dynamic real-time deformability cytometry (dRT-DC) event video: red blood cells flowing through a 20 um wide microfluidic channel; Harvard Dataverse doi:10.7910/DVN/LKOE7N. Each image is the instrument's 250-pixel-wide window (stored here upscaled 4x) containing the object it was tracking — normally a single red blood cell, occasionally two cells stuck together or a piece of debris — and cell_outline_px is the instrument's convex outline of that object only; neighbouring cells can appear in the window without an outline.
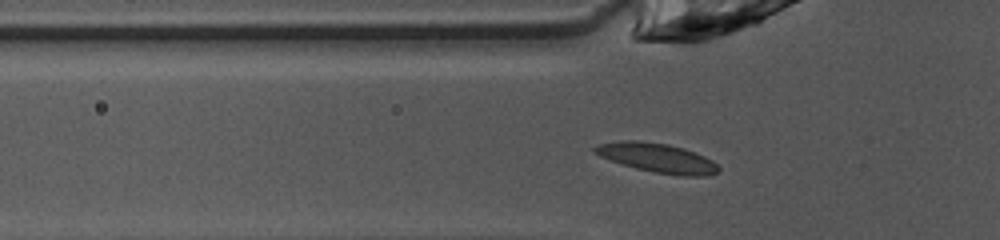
{"species": "common noctule bat (a hibernating species)", "species_latin": "Nyctalus noctula", "temperature_condition": "warm", "stored_images_in_passage": 43, "camera_frame_rate_fps": 3000, "um_per_image_px": 0.085, "animal": {"sex": "female", "body_mass_g": 10.0, "forearm_length_mm": 53.1}, "frame": {"image": 1, "passage_image": 12, "time_ms": 3.667, "image_size_px": [1000, 240], "cell_outline_px": [[720, 168], [716, 172], [708, 176], [680, 176], [656, 172], [636, 168], [600, 156], [592, 152], [592, 148], [600, 144], [620, 140], [636, 140], [668, 144], [684, 148], [696, 152], [712, 160]], "centroid_in_image_um": [55.88, 13.41], "position_along_channel_um": 69.9, "area_um2": 20.98}}
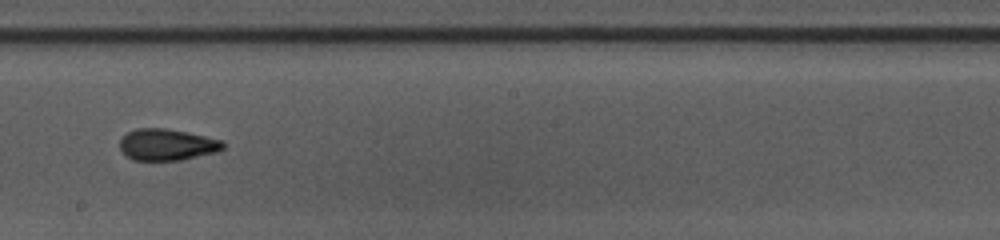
{"frame": {"image": 2, "passage_image": 24, "time_ms": 7.667, "image_size_px": [1000, 240], "cell_outline_px": [[224, 148], [216, 152], [180, 160], [132, 160], [120, 148], [120, 140], [128, 132], [136, 128], [168, 128], [224, 140]], "centroid_in_image_um": [14.22, 12.28], "position_along_channel_um": 234.0, "area_um2": 18.9}}
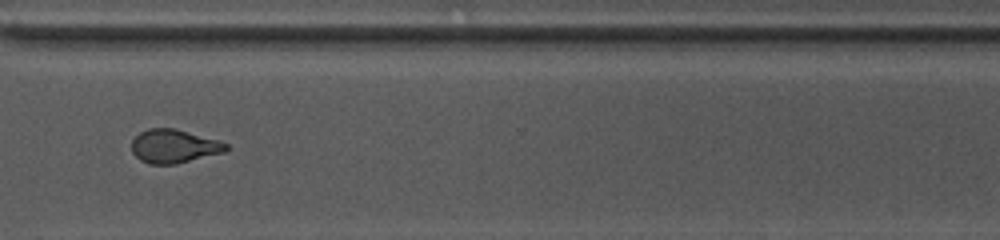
{"frame": {"image": 3, "passage_image": 33, "time_ms": 10.667, "image_size_px": [1000, 240], "cell_outline_px": [[228, 148], [224, 152], [176, 164], [148, 164], [140, 160], [132, 152], [132, 140], [140, 132], [148, 128], [176, 128], [220, 140], [228, 144]], "centroid_in_image_um": [14.79, 12.42], "position_along_channel_um": 355.8, "area_um2": 18.61}}